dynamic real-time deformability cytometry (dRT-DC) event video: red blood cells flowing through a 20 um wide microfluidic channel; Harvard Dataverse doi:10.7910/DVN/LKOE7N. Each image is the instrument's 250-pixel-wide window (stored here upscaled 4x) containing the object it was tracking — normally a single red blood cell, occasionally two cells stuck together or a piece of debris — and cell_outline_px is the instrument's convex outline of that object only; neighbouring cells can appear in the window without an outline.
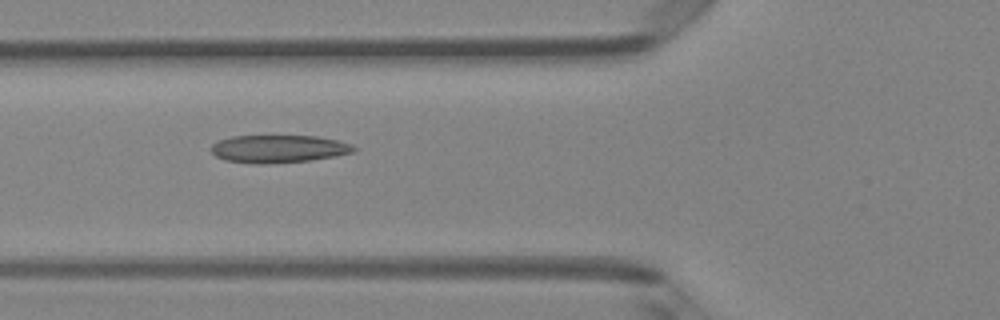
{"species": "Egyptian fruit bat (a non-hibernating species)", "species_latin": "Rousettus aegyptiacus", "temperature_condition": "room temperature", "stored_images_in_passage": 8, "camera_frame_rate_fps": 3000, "um_per_image_px": 0.085, "animal": {"sex": "female"}, "frame": {"image": 1, "passage_image": 6, "time_ms": 1.667, "image_size_px": [1000, 320], "cell_outline_px": [[360, 148], [356, 152], [336, 156], [308, 160], [264, 164], [256, 164], [228, 160], [216, 156], [212, 152], [212, 144], [220, 140], [232, 136], [316, 136], [336, 140], [352, 144]], "centroid_in_image_um": [23.75, 12.65], "position_along_channel_um": 102.1, "area_um2": 22.95}}
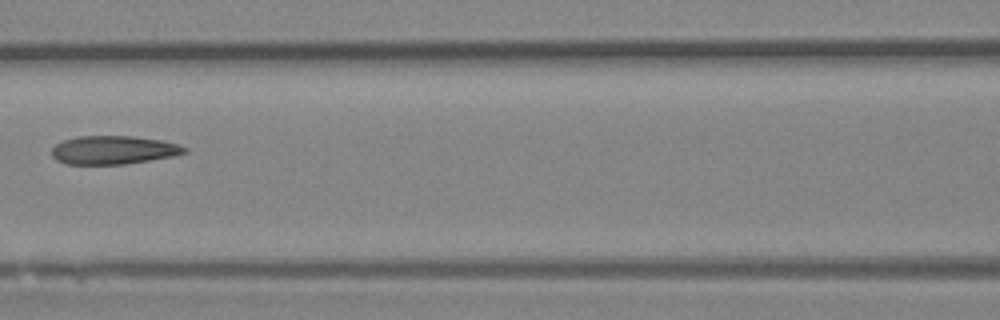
{"frame": {"image": 2, "passage_image": 7, "time_ms": 2.0, "image_size_px": [1000, 320], "cell_outline_px": [[188, 152], [172, 156], [124, 164], [64, 164], [56, 160], [52, 156], [52, 148], [56, 144], [64, 140], [76, 136], [132, 136], [160, 140], [180, 144], [188, 148]], "centroid_in_image_um": [9.64, 12.75], "position_along_channel_um": 157.0, "area_um2": 22.02}}
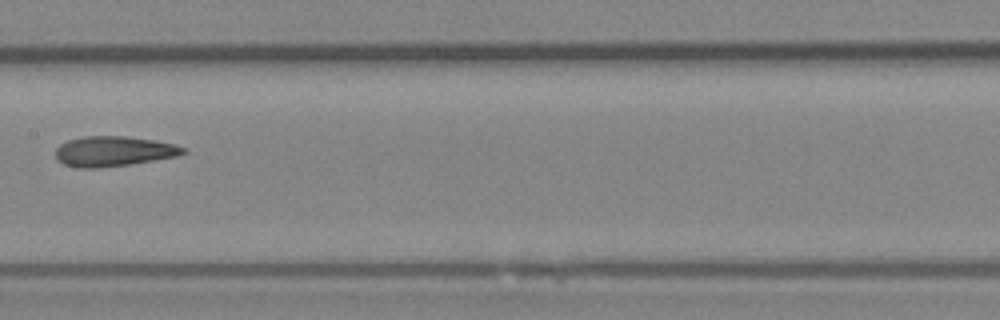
{"frame": {"image": 3, "passage_image": 8, "time_ms": 2.333, "image_size_px": [1000, 320], "cell_outline_px": [[188, 152], [180, 156], [128, 164], [100, 168], [80, 168], [64, 164], [56, 160], [56, 148], [60, 144], [68, 140], [84, 136], [124, 136], [152, 140], [172, 144], [188, 148]], "centroid_in_image_um": [9.67, 12.86], "position_along_channel_um": 197.7, "area_um2": 22.43}}